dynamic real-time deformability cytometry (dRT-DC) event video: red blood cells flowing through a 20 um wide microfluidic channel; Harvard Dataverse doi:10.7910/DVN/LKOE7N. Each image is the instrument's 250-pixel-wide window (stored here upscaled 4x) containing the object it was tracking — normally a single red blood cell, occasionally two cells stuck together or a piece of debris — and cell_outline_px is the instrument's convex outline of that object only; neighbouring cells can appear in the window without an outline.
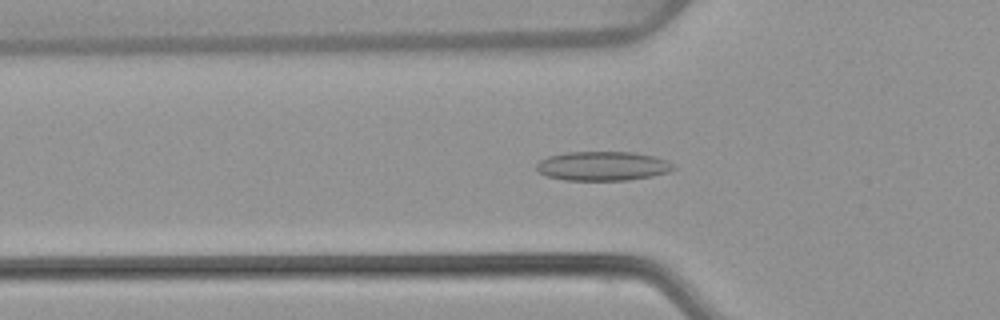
{"species": "common noctule bat (a hibernating species)", "species_latin": "Nyctalus noctula", "temperature_condition": "warm", "stored_images_in_passage": 44, "camera_frame_rate_fps": 3000, "um_per_image_px": 0.085, "animal": {"sex": "female", "body_mass_g": 22.7, "forearm_length_mm": 54.2}, "frame": {"image": 1, "passage_image": 14, "time_ms": 4.333, "image_size_px": [1000, 320], "cell_outline_px": [[676, 168], [668, 172], [652, 176], [628, 180], [564, 180], [548, 176], [540, 172], [536, 168], [536, 164], [540, 160], [548, 156], [564, 152], [632, 152], [652, 156], [668, 160]], "centroid_in_image_um": [51.23, 14.11], "position_along_channel_um": 74.6, "area_um2": 23.29}}
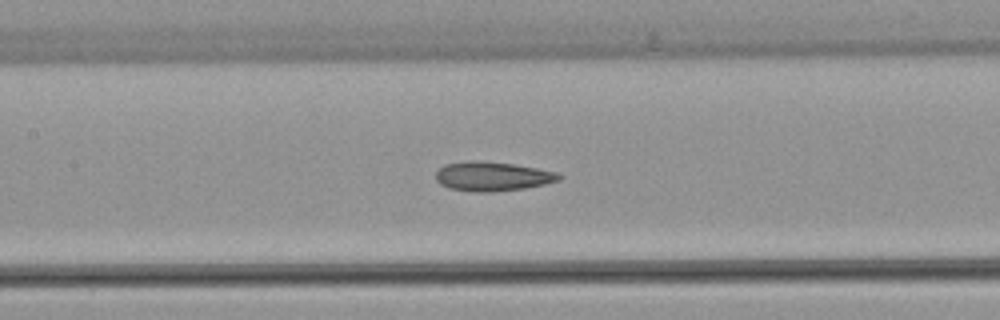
{"frame": {"image": 2, "passage_image": 21, "time_ms": 6.667, "image_size_px": [1000, 320], "cell_outline_px": [[564, 176], [560, 180], [544, 184], [524, 188], [492, 192], [476, 192], [448, 188], [440, 184], [436, 180], [436, 172], [444, 164], [472, 160], [476, 160], [512, 164], [536, 168], [556, 172]], "centroid_in_image_um": [41.84, 14.99], "position_along_channel_um": 165.6, "area_um2": 20.98}}
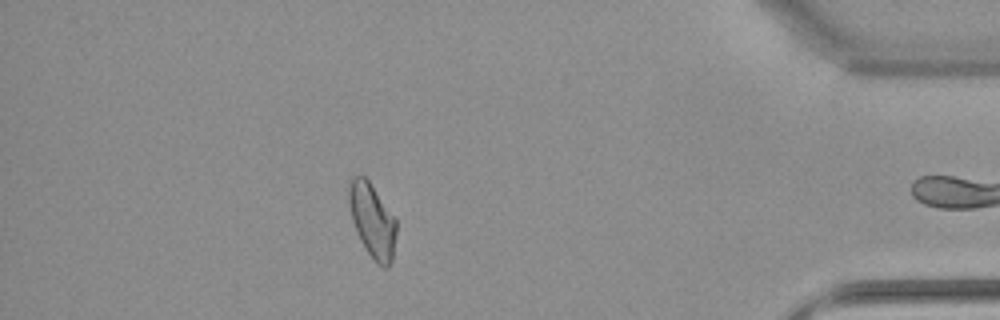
{"frame": {"image": 3, "passage_image": 43, "time_ms": 14.0, "image_size_px": [1000, 320], "cell_outline_px": [[396, 232], [392, 260], [388, 268], [384, 268], [368, 252], [360, 240], [356, 232], [352, 220], [348, 200], [348, 184], [352, 176], [364, 176], [368, 180], [396, 220]], "centroid_in_image_um": [31.62, 18.72], "position_along_channel_um": 403.6, "area_um2": 20.11}}